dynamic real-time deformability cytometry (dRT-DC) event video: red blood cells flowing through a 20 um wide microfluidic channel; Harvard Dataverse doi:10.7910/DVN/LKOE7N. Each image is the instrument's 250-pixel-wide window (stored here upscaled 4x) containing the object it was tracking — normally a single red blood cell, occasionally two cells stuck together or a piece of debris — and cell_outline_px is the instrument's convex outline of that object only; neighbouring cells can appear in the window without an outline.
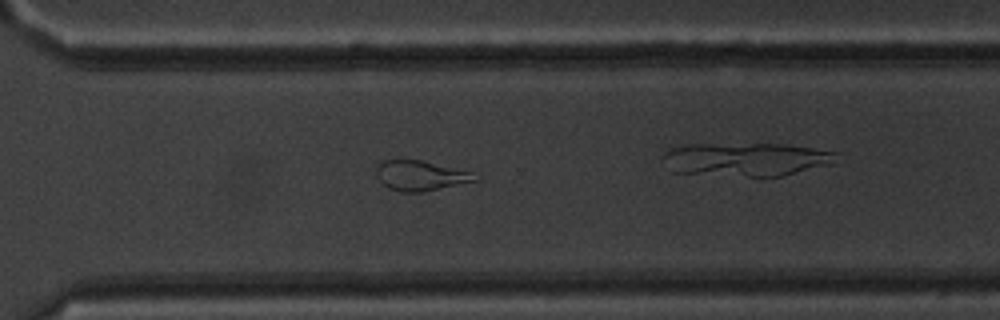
{"species": "common noctule bat (a hibernating species)", "species_latin": "Nyctalus noctula", "temperature_condition": "warm", "stored_images_in_passage": 27, "camera_frame_rate_fps": 3000, "um_per_image_px": 0.085, "animal": {"sex": "male", "body_mass_g": 20.1, "forearm_length_mm": 53.5}, "frame": {"image": 1, "passage_image": 23, "time_ms": 7.333, "image_size_px": [1000, 320], "cell_outline_px": [[480, 180], [420, 192], [400, 192], [388, 188], [376, 176], [376, 164], [384, 160], [404, 156], [472, 172]], "centroid_in_image_um": [35.67, 14.88], "position_along_channel_um": 334.9, "area_um2": 17.69}}